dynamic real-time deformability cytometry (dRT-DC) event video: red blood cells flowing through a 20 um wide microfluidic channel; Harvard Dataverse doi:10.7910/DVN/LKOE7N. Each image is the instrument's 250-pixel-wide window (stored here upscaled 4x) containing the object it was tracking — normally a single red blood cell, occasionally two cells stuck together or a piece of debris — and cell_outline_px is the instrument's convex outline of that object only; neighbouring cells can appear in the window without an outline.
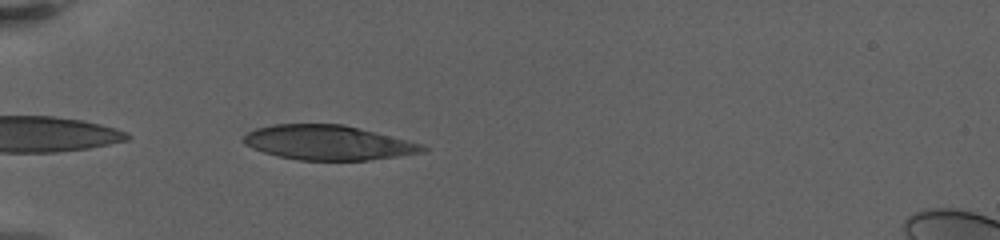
{"species": "human", "species_latin": "Homo sapiens", "temperature_condition": "warm", "stored_images_in_passage": 29, "camera_frame_rate_fps": 3000, "um_per_image_px": 0.085, "donor": {"sex": "female"}, "frame": {"image": 1, "passage_image": 1, "time_ms": 0.0, "image_size_px": [1000, 240], "cell_outline_px": [[428, 148], [424, 152], [368, 160], [300, 160], [276, 156], [252, 148], [244, 144], [240, 140], [248, 132], [256, 128], [272, 124], [344, 124], [424, 144]], "centroid_in_image_um": [27.87, 12.12], "position_along_channel_um": 57.1, "area_um2": 36.24}}
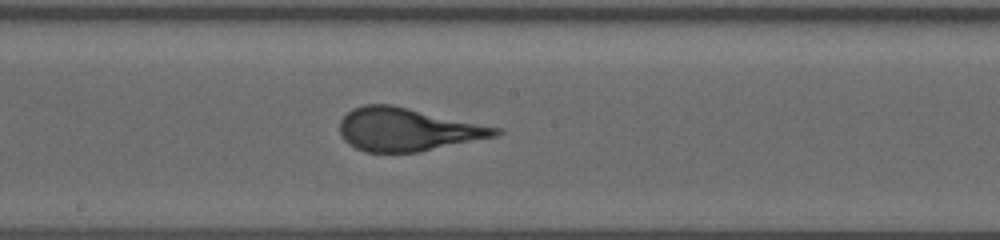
{"frame": {"image": 2, "passage_image": 12, "time_ms": 5.333, "image_size_px": [1000, 240], "cell_outline_px": [[504, 132], [496, 136], [420, 152], [364, 152], [348, 144], [344, 140], [340, 132], [340, 120], [352, 108], [364, 104], [388, 104], [408, 108], [504, 128]], "centroid_in_image_um": [34.65, 11.01], "position_along_channel_um": 213.5, "area_um2": 39.19}}
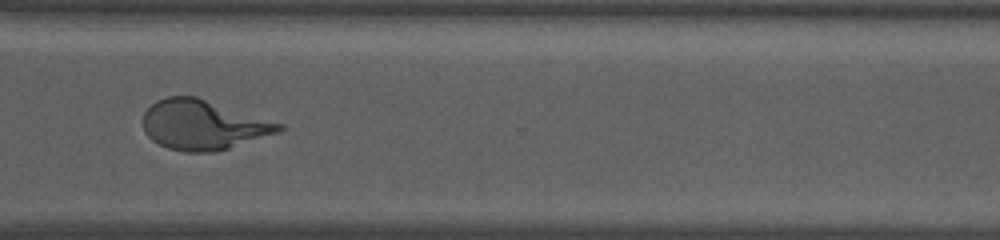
{"frame": {"image": 3, "passage_image": 22, "time_ms": 9.667, "image_size_px": [1000, 240], "cell_outline_px": [[284, 128], [280, 132], [228, 148], [212, 152], [184, 152], [168, 148], [152, 140], [144, 132], [144, 112], [156, 100], [168, 96], [196, 96], [284, 124]], "centroid_in_image_um": [17.27, 10.61], "position_along_channel_um": 353.3, "area_um2": 39.25}}